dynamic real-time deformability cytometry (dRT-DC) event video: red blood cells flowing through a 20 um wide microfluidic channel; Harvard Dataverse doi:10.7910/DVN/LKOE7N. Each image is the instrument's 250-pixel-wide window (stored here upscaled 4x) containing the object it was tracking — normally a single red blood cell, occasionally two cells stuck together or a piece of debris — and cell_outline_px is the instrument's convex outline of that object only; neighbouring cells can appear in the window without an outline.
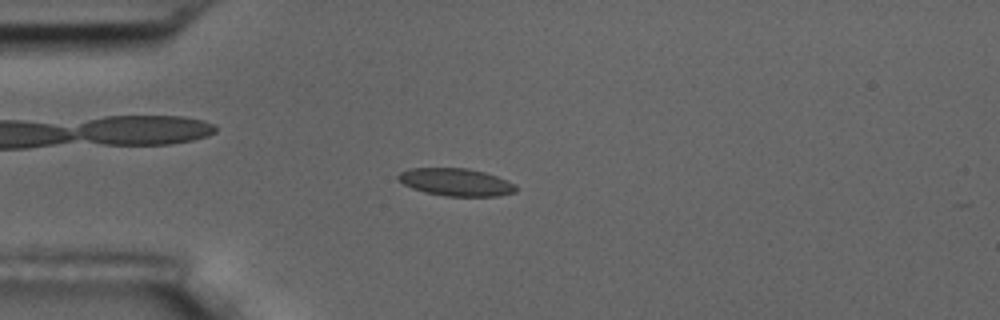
{"species": "common noctule bat (a hibernating species)", "species_latin": "Nyctalus noctula", "temperature_condition": "room temperature", "stored_images_in_passage": 55, "camera_frame_rate_fps": 3000, "um_per_image_px": 0.085, "animal": {"sex": "male", "body_mass_g": 17.5, "forearm_length_mm": 52.3}, "frame": {"image": 1, "passage_image": 14, "time_ms": 4.333, "image_size_px": [1000, 320], "cell_outline_px": [[516, 192], [496, 196], [444, 196], [424, 192], [412, 188], [404, 184], [396, 176], [400, 172], [408, 168], [468, 168], [484, 172], [496, 176], [516, 184]], "centroid_in_image_um": [38.74, 15.48], "position_along_channel_um": 46.3, "area_um2": 18.9}}
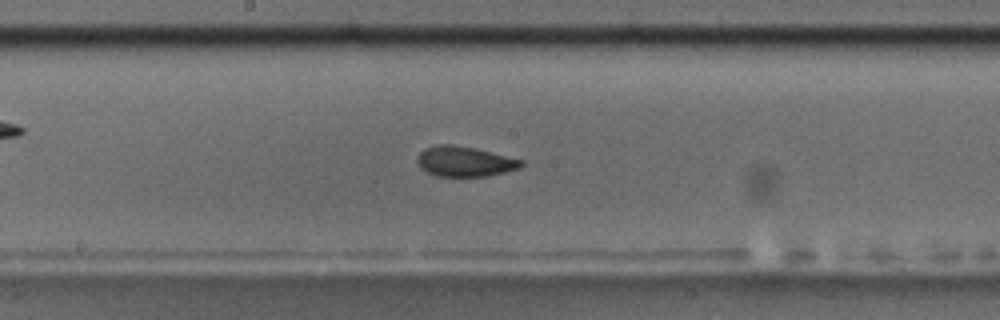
{"frame": {"image": 2, "passage_image": 29, "time_ms": 9.333, "image_size_px": [1000, 320], "cell_outline_px": [[524, 164], [520, 168], [488, 176], [436, 176], [420, 168], [416, 164], [416, 156], [424, 148], [436, 144], [456, 144], [476, 148], [524, 160]], "centroid_in_image_um": [39.47, 13.71], "position_along_channel_um": 208.7, "area_um2": 18.61}}
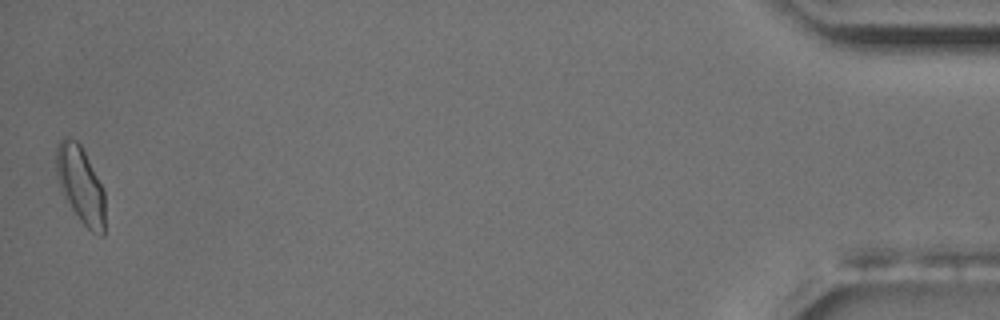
{"frame": {"image": 3, "passage_image": 55, "time_ms": 18.0, "image_size_px": [1000, 320], "cell_outline_px": [[104, 236], [100, 236], [92, 232], [80, 220], [64, 196], [60, 188], [56, 172], [56, 148], [60, 140], [64, 136], [68, 136], [76, 140], [80, 144], [104, 188]], "centroid_in_image_um": [6.85, 15.68], "position_along_channel_um": 428.4, "area_um2": 21.79}, "authors_computed_cell_mechanics": {"area_um2": 18.496, "velocity_mm_per_s": 3.5888, "shape_relaxation_time_tau1_ms": 8.2983, "shape_relaxation_time_tau2_ms": 1.5139, "deformation_change_tau1": 0.1544, "deformation_change_tau2": 0.0484}}